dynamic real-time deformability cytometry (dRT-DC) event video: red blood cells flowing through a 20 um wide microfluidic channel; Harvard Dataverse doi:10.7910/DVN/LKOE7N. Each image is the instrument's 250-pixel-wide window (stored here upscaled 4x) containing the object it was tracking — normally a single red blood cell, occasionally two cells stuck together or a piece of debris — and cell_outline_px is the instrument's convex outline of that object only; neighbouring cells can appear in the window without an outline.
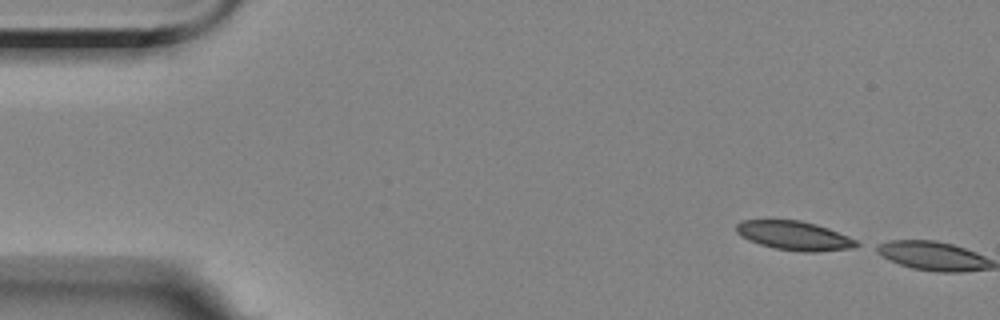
{"species": "Egyptian fruit bat (a non-hibernating species)", "species_latin": "Rousettus aegyptiacus", "temperature_condition": "room temperature", "stored_images_in_passage": 2, "camera_frame_rate_fps": 3000, "um_per_image_px": 0.085, "animal": {"sex": "female"}, "frame": {"image": 1, "passage_image": 1, "time_ms": 0.0, "image_size_px": [1000, 320], "cell_outline_px": [[860, 244], [852, 248], [816, 252], [804, 252], [776, 248], [760, 244], [748, 240], [740, 236], [736, 232], [736, 224], [740, 220], [800, 220], [816, 224], [828, 228], [848, 236], [856, 240]], "centroid_in_image_um": [67.49, 20.02], "position_along_channel_um": 17.5, "area_um2": 20.29}}